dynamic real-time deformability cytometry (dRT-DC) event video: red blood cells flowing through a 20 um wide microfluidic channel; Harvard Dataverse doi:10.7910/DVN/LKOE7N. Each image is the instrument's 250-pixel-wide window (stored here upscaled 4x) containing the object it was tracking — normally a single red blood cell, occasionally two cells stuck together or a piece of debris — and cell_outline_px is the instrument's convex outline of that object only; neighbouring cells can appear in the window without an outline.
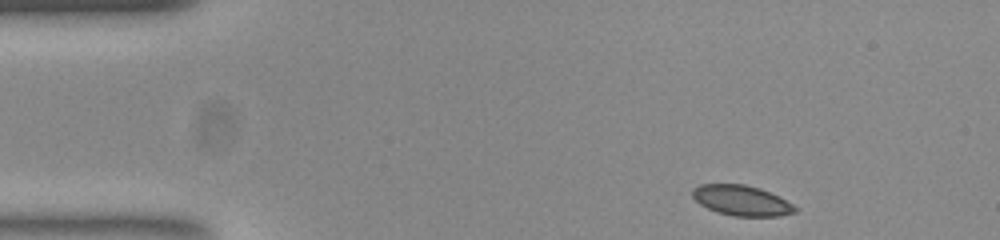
{"species": "common noctule bat (a hibernating species)", "species_latin": "Nyctalus noctula", "temperature_condition": "room temperature", "stored_images_in_passage": 47, "camera_frame_rate_fps": 3000, "um_per_image_px": 0.085, "animal": {"sex": "female", "body_mass_g": 23.0, "forearm_length_mm": 53.4}, "frame": {"image": 1, "passage_image": 1, "time_ms": 0.0, "image_size_px": [1000, 240], "cell_outline_px": [[796, 212], [780, 216], [736, 216], [720, 212], [708, 208], [700, 204], [692, 196], [692, 188], [700, 184], [744, 184], [760, 188], [792, 204], [796, 208]], "centroid_in_image_um": [63.0, 17.03], "position_along_channel_um": 22.0, "area_um2": 17.8}}
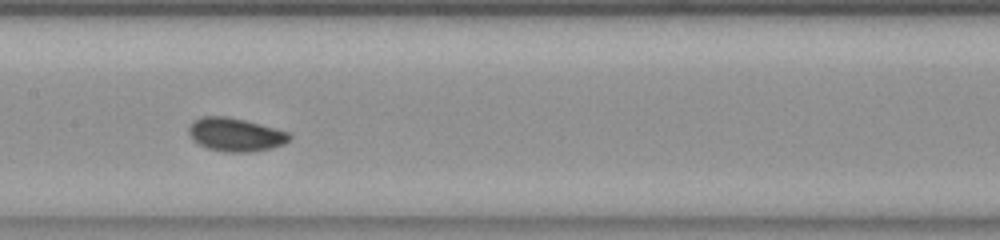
{"frame": {"image": 2, "passage_image": 20, "time_ms": 6.333, "image_size_px": [1000, 240], "cell_outline_px": [[292, 136], [284, 144], [272, 148], [248, 152], [224, 152], [208, 148], [192, 140], [188, 132], [188, 128], [192, 120], [204, 116], [224, 116], [244, 120], [260, 124], [288, 132]], "centroid_in_image_um": [19.98, 11.44], "position_along_channel_um": 187.4, "area_um2": 19.54}}
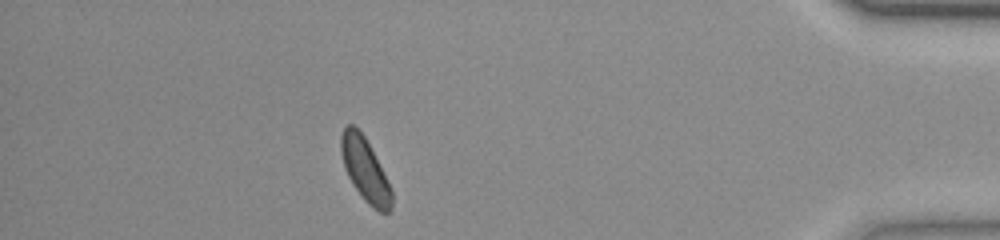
{"frame": {"image": 3, "passage_image": 41, "time_ms": 13.333, "image_size_px": [1000, 240], "cell_outline_px": [[392, 208], [388, 212], [380, 212], [372, 208], [364, 200], [352, 184], [344, 168], [340, 152], [340, 136], [344, 128], [348, 124], [352, 124], [364, 136], [392, 192]], "centroid_in_image_um": [30.98, 14.45], "position_along_channel_um": 404.2, "area_um2": 18.21}, "authors_computed_cell_mechanics": {"area_um2": 18.4382, "velocity_mm_per_s": 3.8265, "shape_relaxation_time_tau1_ms": 4.7856, "shape_relaxation_time_tau2_ms": null, "deformation_change_tau1": 0.1172, "deformation_change_tau2": null}}